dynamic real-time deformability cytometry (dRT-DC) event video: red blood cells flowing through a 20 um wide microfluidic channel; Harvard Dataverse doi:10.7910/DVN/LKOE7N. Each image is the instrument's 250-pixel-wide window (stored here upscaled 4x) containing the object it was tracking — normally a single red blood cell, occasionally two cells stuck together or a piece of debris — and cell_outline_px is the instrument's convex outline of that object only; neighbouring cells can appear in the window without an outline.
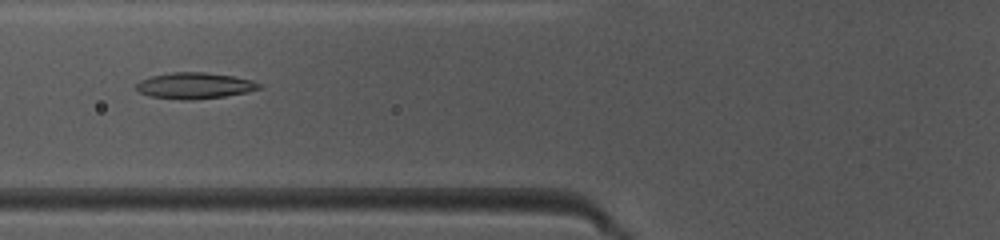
{"species": "common noctule bat (a hibernating species)", "species_latin": "Nyctalus noctula", "temperature_condition": "warm", "stored_images_in_passage": 43, "camera_frame_rate_fps": 3000, "um_per_image_px": 0.085, "animal": {"sex": "female", "body_mass_g": 10.0, "forearm_length_mm": 53.1}, "frame": {"image": 1, "passage_image": 14, "time_ms": 4.333, "image_size_px": [1000, 240], "cell_outline_px": [[264, 88], [248, 92], [224, 96], [188, 100], [184, 100], [148, 96], [140, 92], [136, 88], [136, 84], [140, 80], [152, 76], [172, 72], [204, 72], [232, 76], [252, 80], [264, 84]], "centroid_in_image_um": [16.59, 7.28], "position_along_channel_um": 109.2, "area_um2": 18.79}}
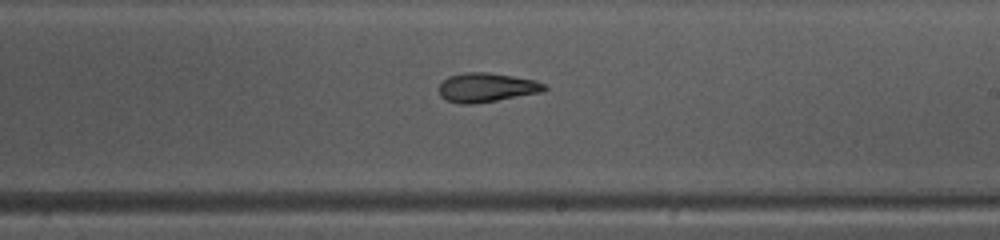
{"frame": {"image": 2, "passage_image": 24, "time_ms": 7.667, "image_size_px": [1000, 240], "cell_outline_px": [[548, 88], [540, 92], [496, 100], [472, 104], [460, 104], [448, 100], [440, 96], [440, 84], [448, 76], [464, 72], [488, 72], [512, 76], [532, 80], [544, 84]], "centroid_in_image_um": [41.31, 7.43], "position_along_channel_um": 247.7, "area_um2": 17.57}}
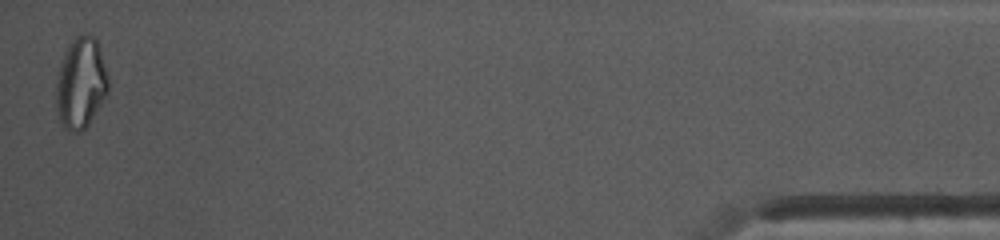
{"frame": {"image": 3, "passage_image": 43, "time_ms": 14.0, "image_size_px": [1000, 240], "cell_outline_px": [[108, 92], [88, 124], [80, 132], [68, 132], [64, 128], [56, 112], [56, 84], [60, 64], [64, 52], [68, 44], [76, 36], [96, 36], [100, 48], [108, 76]], "centroid_in_image_um": [6.86, 7.07], "position_along_channel_um": 428.3, "area_um2": 27.63}, "authors_computed_cell_mechanics": {"area_um2": 18.785, "velocity_mm_per_s": 4.139, "shape_relaxation_time_tau1_ms": 4.8968, "shape_relaxation_time_tau2_ms": 3.2105, "deformation_change_tau1": 0.1788, "deformation_change_tau2": 0.1176}}